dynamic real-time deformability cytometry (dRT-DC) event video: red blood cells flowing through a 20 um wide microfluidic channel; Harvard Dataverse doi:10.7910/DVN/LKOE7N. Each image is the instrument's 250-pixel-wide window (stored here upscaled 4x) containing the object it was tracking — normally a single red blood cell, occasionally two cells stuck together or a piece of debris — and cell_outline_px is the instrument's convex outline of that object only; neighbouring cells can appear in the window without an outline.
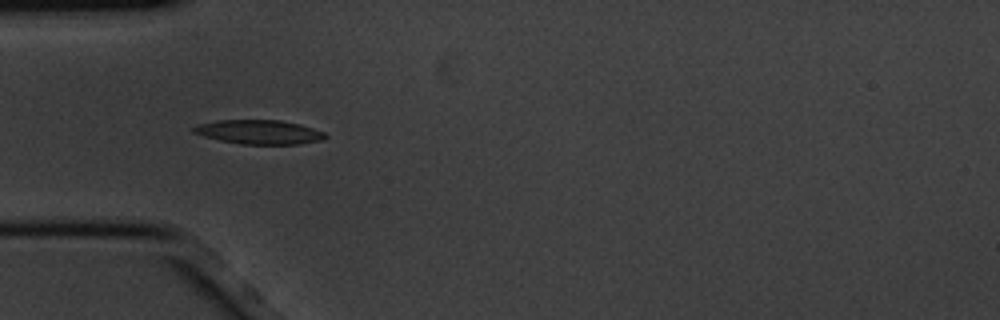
{"species": "common noctule bat (a hibernating species)", "species_latin": "Nyctalus noctula", "temperature_condition": "cold", "stored_images_in_passage": 3, "camera_frame_rate_fps": 3000, "um_per_image_px": 0.085, "animal": {"sex": "male", "body_mass_g": 20.1, "forearm_length_mm": 53.5}, "frame": {"image": 1, "passage_image": 2, "time_ms": 0.333, "image_size_px": [1000, 320], "cell_outline_px": [[328, 136], [324, 140], [300, 144], [240, 144], [220, 140], [204, 136], [192, 132], [192, 128], [196, 124], [216, 120], [280, 120], [300, 124], [324, 132]], "centroid_in_image_um": [22.02, 11.22], "position_along_channel_um": 63.0, "area_um2": 18.67}}
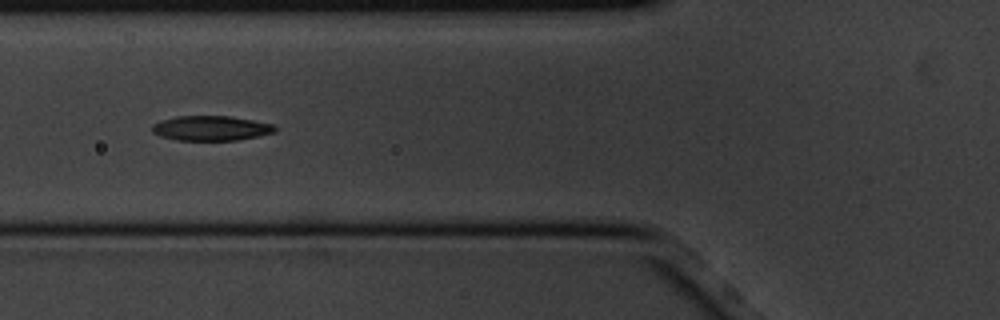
{"frame": {"image": 2, "passage_image": 3, "time_ms": 0.667, "image_size_px": [1000, 320], "cell_outline_px": [[276, 132], [236, 140], [176, 140], [160, 136], [152, 132], [152, 124], [160, 120], [176, 116], [228, 116], [252, 120], [272, 124], [276, 128]], "centroid_in_image_um": [17.88, 10.89], "position_along_channel_um": 107.9, "area_um2": 17.69}}